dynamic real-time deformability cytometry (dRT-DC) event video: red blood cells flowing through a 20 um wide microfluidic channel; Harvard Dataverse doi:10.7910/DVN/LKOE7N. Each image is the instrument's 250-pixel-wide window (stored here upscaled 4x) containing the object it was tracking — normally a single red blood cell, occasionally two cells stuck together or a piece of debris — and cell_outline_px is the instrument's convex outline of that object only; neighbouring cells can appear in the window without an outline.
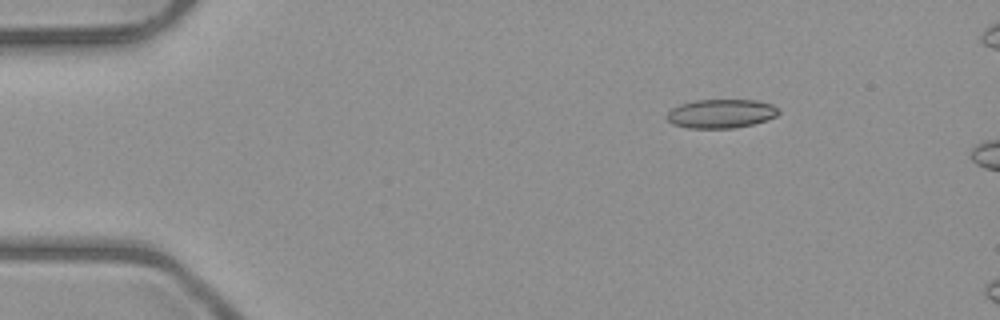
{"species": "common noctule bat (a hibernating species)", "species_latin": "Nyctalus noctula", "temperature_condition": "room temperature", "stored_images_in_passage": 4, "camera_frame_rate_fps": 3000, "um_per_image_px": 0.085, "animal": {"sex": "male", "body_mass_g": 23.1, "forearm_length_mm": 52.7}, "frame": {"image": 1, "passage_image": 2, "time_ms": 1.0, "image_size_px": [1000, 320], "cell_outline_px": [[780, 112], [776, 116], [768, 120], [752, 124], [732, 128], [688, 128], [672, 124], [668, 120], [668, 112], [672, 108], [680, 104], [696, 100], [756, 100], [772, 104], [780, 108]], "centroid_in_image_um": [61.32, 9.65], "position_along_channel_um": 23.7, "area_um2": 18.84}}